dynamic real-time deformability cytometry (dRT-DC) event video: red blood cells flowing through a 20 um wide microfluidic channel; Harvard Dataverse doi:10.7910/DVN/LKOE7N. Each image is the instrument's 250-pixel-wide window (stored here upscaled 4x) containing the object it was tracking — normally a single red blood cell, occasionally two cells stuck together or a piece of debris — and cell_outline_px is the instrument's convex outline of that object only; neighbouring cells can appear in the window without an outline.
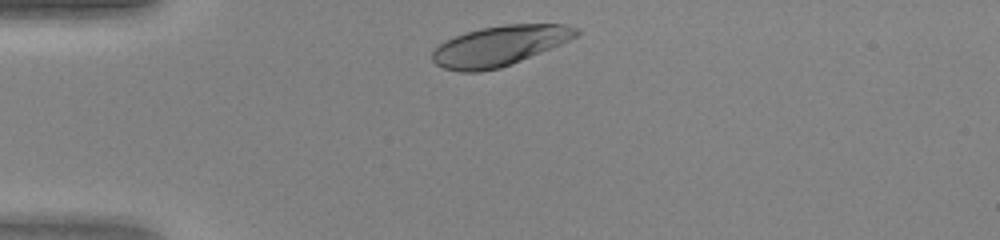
{"species": "human", "species_latin": "Homo sapiens", "temperature_condition": "warm", "stored_images_in_passage": 29, "camera_frame_rate_fps": 3000, "um_per_image_px": 0.085, "donor": {"sex": "female"}, "frame": {"image": 1, "passage_image": 2, "time_ms": 0.333, "image_size_px": [1000, 240], "cell_outline_px": [[580, 32], [576, 36], [560, 44], [512, 64], [500, 68], [480, 72], [460, 72], [444, 68], [436, 64], [432, 60], [432, 52], [444, 40], [464, 32], [480, 28], [504, 24], [564, 24], [580, 28]], "centroid_in_image_um": [42.44, 3.89], "position_along_channel_um": 42.6, "area_um2": 33.7}}
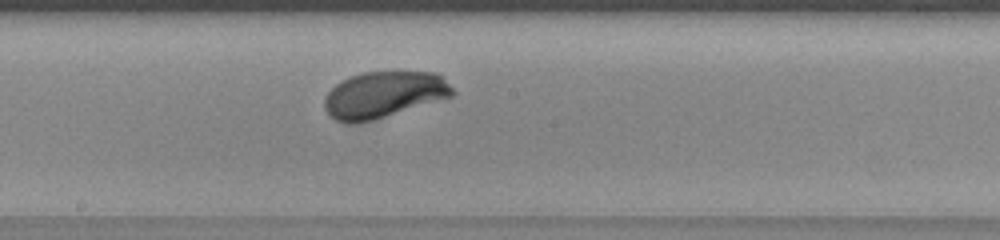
{"frame": {"image": 2, "passage_image": 16, "time_ms": 5.0, "image_size_px": [1000, 240], "cell_outline_px": [[456, 92], [452, 96], [372, 120], [356, 124], [344, 124], [328, 116], [324, 108], [324, 96], [336, 84], [360, 72], [436, 72]], "centroid_in_image_um": [32.55, 8.06], "position_along_channel_um": 215.6, "area_um2": 34.39}}
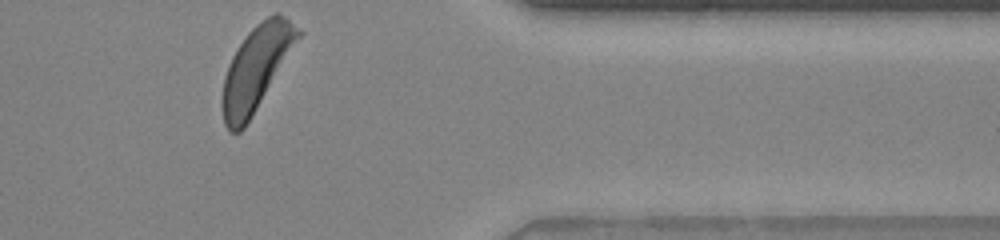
{"frame": {"image": 3, "passage_image": 29, "time_ms": 9.333, "image_size_px": [1000, 240], "cell_outline_px": [[304, 32], [244, 128], [240, 132], [228, 132], [224, 124], [220, 104], [220, 100], [224, 76], [228, 64], [232, 56], [248, 32], [256, 24], [268, 16], [276, 12], [280, 12], [300, 28]], "centroid_in_image_um": [21.76, 5.79], "position_along_channel_um": 389.6, "area_um2": 37.22}}